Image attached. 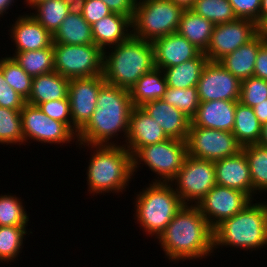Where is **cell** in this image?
Segmentation results:
<instances>
[{
    "label": "cell",
    "instance_id": "6",
    "mask_svg": "<svg viewBox=\"0 0 267 267\" xmlns=\"http://www.w3.org/2000/svg\"><path fill=\"white\" fill-rule=\"evenodd\" d=\"M136 194L135 220L147 235L157 239L184 206L171 183H149Z\"/></svg>",
    "mask_w": 267,
    "mask_h": 267
},
{
    "label": "cell",
    "instance_id": "8",
    "mask_svg": "<svg viewBox=\"0 0 267 267\" xmlns=\"http://www.w3.org/2000/svg\"><path fill=\"white\" fill-rule=\"evenodd\" d=\"M187 156V144L184 140L169 138L143 146L132 155L133 174H136L138 167H141L140 164H143L149 167L156 177L158 176V179H153V183H171Z\"/></svg>",
    "mask_w": 267,
    "mask_h": 267
},
{
    "label": "cell",
    "instance_id": "30",
    "mask_svg": "<svg viewBox=\"0 0 267 267\" xmlns=\"http://www.w3.org/2000/svg\"><path fill=\"white\" fill-rule=\"evenodd\" d=\"M232 133L242 147L259 143L262 124L257 119L252 107L239 101L236 103L235 123Z\"/></svg>",
    "mask_w": 267,
    "mask_h": 267
},
{
    "label": "cell",
    "instance_id": "40",
    "mask_svg": "<svg viewBox=\"0 0 267 267\" xmlns=\"http://www.w3.org/2000/svg\"><path fill=\"white\" fill-rule=\"evenodd\" d=\"M267 99V80L251 76L241 81L239 102L254 107Z\"/></svg>",
    "mask_w": 267,
    "mask_h": 267
},
{
    "label": "cell",
    "instance_id": "41",
    "mask_svg": "<svg viewBox=\"0 0 267 267\" xmlns=\"http://www.w3.org/2000/svg\"><path fill=\"white\" fill-rule=\"evenodd\" d=\"M49 118L65 123L72 130L70 100L66 98L51 100L38 105Z\"/></svg>",
    "mask_w": 267,
    "mask_h": 267
},
{
    "label": "cell",
    "instance_id": "44",
    "mask_svg": "<svg viewBox=\"0 0 267 267\" xmlns=\"http://www.w3.org/2000/svg\"><path fill=\"white\" fill-rule=\"evenodd\" d=\"M111 13L112 11L101 0H86L82 16L92 26Z\"/></svg>",
    "mask_w": 267,
    "mask_h": 267
},
{
    "label": "cell",
    "instance_id": "1",
    "mask_svg": "<svg viewBox=\"0 0 267 267\" xmlns=\"http://www.w3.org/2000/svg\"><path fill=\"white\" fill-rule=\"evenodd\" d=\"M169 261L203 259L212 255L213 229L197 205L184 204L157 238Z\"/></svg>",
    "mask_w": 267,
    "mask_h": 267
},
{
    "label": "cell",
    "instance_id": "46",
    "mask_svg": "<svg viewBox=\"0 0 267 267\" xmlns=\"http://www.w3.org/2000/svg\"><path fill=\"white\" fill-rule=\"evenodd\" d=\"M253 76L267 80V41H265L259 48Z\"/></svg>",
    "mask_w": 267,
    "mask_h": 267
},
{
    "label": "cell",
    "instance_id": "51",
    "mask_svg": "<svg viewBox=\"0 0 267 267\" xmlns=\"http://www.w3.org/2000/svg\"><path fill=\"white\" fill-rule=\"evenodd\" d=\"M14 0H0V17L7 14V10L11 9L10 6H13Z\"/></svg>",
    "mask_w": 267,
    "mask_h": 267
},
{
    "label": "cell",
    "instance_id": "49",
    "mask_svg": "<svg viewBox=\"0 0 267 267\" xmlns=\"http://www.w3.org/2000/svg\"><path fill=\"white\" fill-rule=\"evenodd\" d=\"M172 2L182 11L192 10L195 0H172Z\"/></svg>",
    "mask_w": 267,
    "mask_h": 267
},
{
    "label": "cell",
    "instance_id": "5",
    "mask_svg": "<svg viewBox=\"0 0 267 267\" xmlns=\"http://www.w3.org/2000/svg\"><path fill=\"white\" fill-rule=\"evenodd\" d=\"M260 202L252 201L213 229V250L223 246L246 251L267 247V201Z\"/></svg>",
    "mask_w": 267,
    "mask_h": 267
},
{
    "label": "cell",
    "instance_id": "24",
    "mask_svg": "<svg viewBox=\"0 0 267 267\" xmlns=\"http://www.w3.org/2000/svg\"><path fill=\"white\" fill-rule=\"evenodd\" d=\"M265 41V35L260 32L250 42L226 54L218 62L240 81L248 79L254 75L256 57Z\"/></svg>",
    "mask_w": 267,
    "mask_h": 267
},
{
    "label": "cell",
    "instance_id": "22",
    "mask_svg": "<svg viewBox=\"0 0 267 267\" xmlns=\"http://www.w3.org/2000/svg\"><path fill=\"white\" fill-rule=\"evenodd\" d=\"M238 101L212 100L200 102L193 126L232 132L235 123V109Z\"/></svg>",
    "mask_w": 267,
    "mask_h": 267
},
{
    "label": "cell",
    "instance_id": "26",
    "mask_svg": "<svg viewBox=\"0 0 267 267\" xmlns=\"http://www.w3.org/2000/svg\"><path fill=\"white\" fill-rule=\"evenodd\" d=\"M215 25L192 10L183 11L177 32L201 52H205Z\"/></svg>",
    "mask_w": 267,
    "mask_h": 267
},
{
    "label": "cell",
    "instance_id": "34",
    "mask_svg": "<svg viewBox=\"0 0 267 267\" xmlns=\"http://www.w3.org/2000/svg\"><path fill=\"white\" fill-rule=\"evenodd\" d=\"M0 70L9 86L27 100L32 90L33 77L11 55L0 58Z\"/></svg>",
    "mask_w": 267,
    "mask_h": 267
},
{
    "label": "cell",
    "instance_id": "47",
    "mask_svg": "<svg viewBox=\"0 0 267 267\" xmlns=\"http://www.w3.org/2000/svg\"><path fill=\"white\" fill-rule=\"evenodd\" d=\"M63 2L68 6L69 13L79 15L82 14L86 0H63Z\"/></svg>",
    "mask_w": 267,
    "mask_h": 267
},
{
    "label": "cell",
    "instance_id": "45",
    "mask_svg": "<svg viewBox=\"0 0 267 267\" xmlns=\"http://www.w3.org/2000/svg\"><path fill=\"white\" fill-rule=\"evenodd\" d=\"M108 8L114 12L128 16L131 20L135 13L137 0H101Z\"/></svg>",
    "mask_w": 267,
    "mask_h": 267
},
{
    "label": "cell",
    "instance_id": "39",
    "mask_svg": "<svg viewBox=\"0 0 267 267\" xmlns=\"http://www.w3.org/2000/svg\"><path fill=\"white\" fill-rule=\"evenodd\" d=\"M23 200L13 194L0 195V226H28Z\"/></svg>",
    "mask_w": 267,
    "mask_h": 267
},
{
    "label": "cell",
    "instance_id": "13",
    "mask_svg": "<svg viewBox=\"0 0 267 267\" xmlns=\"http://www.w3.org/2000/svg\"><path fill=\"white\" fill-rule=\"evenodd\" d=\"M261 32V27L249 19H239L215 25L210 43L204 52L209 61H219L226 54L247 44Z\"/></svg>",
    "mask_w": 267,
    "mask_h": 267
},
{
    "label": "cell",
    "instance_id": "3",
    "mask_svg": "<svg viewBox=\"0 0 267 267\" xmlns=\"http://www.w3.org/2000/svg\"><path fill=\"white\" fill-rule=\"evenodd\" d=\"M92 150L86 171L87 190L93 196L100 193H120L126 191L133 174L132 154L121 145H83ZM127 186V187H126Z\"/></svg>",
    "mask_w": 267,
    "mask_h": 267
},
{
    "label": "cell",
    "instance_id": "50",
    "mask_svg": "<svg viewBox=\"0 0 267 267\" xmlns=\"http://www.w3.org/2000/svg\"><path fill=\"white\" fill-rule=\"evenodd\" d=\"M267 22V0H261L260 4V27Z\"/></svg>",
    "mask_w": 267,
    "mask_h": 267
},
{
    "label": "cell",
    "instance_id": "52",
    "mask_svg": "<svg viewBox=\"0 0 267 267\" xmlns=\"http://www.w3.org/2000/svg\"><path fill=\"white\" fill-rule=\"evenodd\" d=\"M258 144L267 147V123L262 125V134Z\"/></svg>",
    "mask_w": 267,
    "mask_h": 267
},
{
    "label": "cell",
    "instance_id": "53",
    "mask_svg": "<svg viewBox=\"0 0 267 267\" xmlns=\"http://www.w3.org/2000/svg\"><path fill=\"white\" fill-rule=\"evenodd\" d=\"M44 1V0H25L26 6H29V8H32L35 4Z\"/></svg>",
    "mask_w": 267,
    "mask_h": 267
},
{
    "label": "cell",
    "instance_id": "18",
    "mask_svg": "<svg viewBox=\"0 0 267 267\" xmlns=\"http://www.w3.org/2000/svg\"><path fill=\"white\" fill-rule=\"evenodd\" d=\"M169 139L157 121L142 108L133 107L124 147L133 155L139 148Z\"/></svg>",
    "mask_w": 267,
    "mask_h": 267
},
{
    "label": "cell",
    "instance_id": "15",
    "mask_svg": "<svg viewBox=\"0 0 267 267\" xmlns=\"http://www.w3.org/2000/svg\"><path fill=\"white\" fill-rule=\"evenodd\" d=\"M105 83L103 75L70 79L68 97L71 108L72 131L76 135L91 118L96 108L97 95Z\"/></svg>",
    "mask_w": 267,
    "mask_h": 267
},
{
    "label": "cell",
    "instance_id": "7",
    "mask_svg": "<svg viewBox=\"0 0 267 267\" xmlns=\"http://www.w3.org/2000/svg\"><path fill=\"white\" fill-rule=\"evenodd\" d=\"M182 12L172 0H137L132 36L153 42L177 32Z\"/></svg>",
    "mask_w": 267,
    "mask_h": 267
},
{
    "label": "cell",
    "instance_id": "42",
    "mask_svg": "<svg viewBox=\"0 0 267 267\" xmlns=\"http://www.w3.org/2000/svg\"><path fill=\"white\" fill-rule=\"evenodd\" d=\"M235 16L239 19H249L260 26L261 0H228Z\"/></svg>",
    "mask_w": 267,
    "mask_h": 267
},
{
    "label": "cell",
    "instance_id": "35",
    "mask_svg": "<svg viewBox=\"0 0 267 267\" xmlns=\"http://www.w3.org/2000/svg\"><path fill=\"white\" fill-rule=\"evenodd\" d=\"M26 234L29 235L26 226H0V261L2 263L8 264V262H14V259L16 261L23 249Z\"/></svg>",
    "mask_w": 267,
    "mask_h": 267
},
{
    "label": "cell",
    "instance_id": "23",
    "mask_svg": "<svg viewBox=\"0 0 267 267\" xmlns=\"http://www.w3.org/2000/svg\"><path fill=\"white\" fill-rule=\"evenodd\" d=\"M129 28L132 29V20L128 16L112 12L92 25L94 44L104 51L127 41L132 36Z\"/></svg>",
    "mask_w": 267,
    "mask_h": 267
},
{
    "label": "cell",
    "instance_id": "16",
    "mask_svg": "<svg viewBox=\"0 0 267 267\" xmlns=\"http://www.w3.org/2000/svg\"><path fill=\"white\" fill-rule=\"evenodd\" d=\"M196 87L200 102L239 101L241 81L218 61H208Z\"/></svg>",
    "mask_w": 267,
    "mask_h": 267
},
{
    "label": "cell",
    "instance_id": "27",
    "mask_svg": "<svg viewBox=\"0 0 267 267\" xmlns=\"http://www.w3.org/2000/svg\"><path fill=\"white\" fill-rule=\"evenodd\" d=\"M167 89V82L163 70L154 68L143 74L129 89L134 107H141L145 103L162 99Z\"/></svg>",
    "mask_w": 267,
    "mask_h": 267
},
{
    "label": "cell",
    "instance_id": "29",
    "mask_svg": "<svg viewBox=\"0 0 267 267\" xmlns=\"http://www.w3.org/2000/svg\"><path fill=\"white\" fill-rule=\"evenodd\" d=\"M53 43L69 45L93 44L92 26L88 24L82 14L69 13L53 34Z\"/></svg>",
    "mask_w": 267,
    "mask_h": 267
},
{
    "label": "cell",
    "instance_id": "37",
    "mask_svg": "<svg viewBox=\"0 0 267 267\" xmlns=\"http://www.w3.org/2000/svg\"><path fill=\"white\" fill-rule=\"evenodd\" d=\"M192 11L208 19L214 25L237 19L228 0H195Z\"/></svg>",
    "mask_w": 267,
    "mask_h": 267
},
{
    "label": "cell",
    "instance_id": "11",
    "mask_svg": "<svg viewBox=\"0 0 267 267\" xmlns=\"http://www.w3.org/2000/svg\"><path fill=\"white\" fill-rule=\"evenodd\" d=\"M186 144L188 155L201 160L216 161L237 155L242 150L232 132L193 126L191 123Z\"/></svg>",
    "mask_w": 267,
    "mask_h": 267
},
{
    "label": "cell",
    "instance_id": "9",
    "mask_svg": "<svg viewBox=\"0 0 267 267\" xmlns=\"http://www.w3.org/2000/svg\"><path fill=\"white\" fill-rule=\"evenodd\" d=\"M54 71L68 79L103 75L104 51L96 44L53 43Z\"/></svg>",
    "mask_w": 267,
    "mask_h": 267
},
{
    "label": "cell",
    "instance_id": "54",
    "mask_svg": "<svg viewBox=\"0 0 267 267\" xmlns=\"http://www.w3.org/2000/svg\"><path fill=\"white\" fill-rule=\"evenodd\" d=\"M261 32L265 35L267 41V22L261 27Z\"/></svg>",
    "mask_w": 267,
    "mask_h": 267
},
{
    "label": "cell",
    "instance_id": "38",
    "mask_svg": "<svg viewBox=\"0 0 267 267\" xmlns=\"http://www.w3.org/2000/svg\"><path fill=\"white\" fill-rule=\"evenodd\" d=\"M162 99L182 111L190 120L195 116L200 104L196 86L185 89L167 86Z\"/></svg>",
    "mask_w": 267,
    "mask_h": 267
},
{
    "label": "cell",
    "instance_id": "12",
    "mask_svg": "<svg viewBox=\"0 0 267 267\" xmlns=\"http://www.w3.org/2000/svg\"><path fill=\"white\" fill-rule=\"evenodd\" d=\"M24 144L28 140L47 144L74 142L77 135L65 124L49 118L38 106L25 103L20 110Z\"/></svg>",
    "mask_w": 267,
    "mask_h": 267
},
{
    "label": "cell",
    "instance_id": "43",
    "mask_svg": "<svg viewBox=\"0 0 267 267\" xmlns=\"http://www.w3.org/2000/svg\"><path fill=\"white\" fill-rule=\"evenodd\" d=\"M26 100L6 82L0 70V107L22 109Z\"/></svg>",
    "mask_w": 267,
    "mask_h": 267
},
{
    "label": "cell",
    "instance_id": "2",
    "mask_svg": "<svg viewBox=\"0 0 267 267\" xmlns=\"http://www.w3.org/2000/svg\"><path fill=\"white\" fill-rule=\"evenodd\" d=\"M133 107L128 89L105 83L99 90L91 118L77 134L76 143L92 146L120 145L116 141L119 133H124L125 141L122 143L126 142ZM114 137L116 143L112 142Z\"/></svg>",
    "mask_w": 267,
    "mask_h": 267
},
{
    "label": "cell",
    "instance_id": "28",
    "mask_svg": "<svg viewBox=\"0 0 267 267\" xmlns=\"http://www.w3.org/2000/svg\"><path fill=\"white\" fill-rule=\"evenodd\" d=\"M208 61L207 56L201 52L192 60L163 69L167 86L182 89L197 86Z\"/></svg>",
    "mask_w": 267,
    "mask_h": 267
},
{
    "label": "cell",
    "instance_id": "31",
    "mask_svg": "<svg viewBox=\"0 0 267 267\" xmlns=\"http://www.w3.org/2000/svg\"><path fill=\"white\" fill-rule=\"evenodd\" d=\"M15 61L32 77L54 71V48L15 52Z\"/></svg>",
    "mask_w": 267,
    "mask_h": 267
},
{
    "label": "cell",
    "instance_id": "21",
    "mask_svg": "<svg viewBox=\"0 0 267 267\" xmlns=\"http://www.w3.org/2000/svg\"><path fill=\"white\" fill-rule=\"evenodd\" d=\"M169 138L186 141L191 120L179 109L163 99L149 101L141 106Z\"/></svg>",
    "mask_w": 267,
    "mask_h": 267
},
{
    "label": "cell",
    "instance_id": "20",
    "mask_svg": "<svg viewBox=\"0 0 267 267\" xmlns=\"http://www.w3.org/2000/svg\"><path fill=\"white\" fill-rule=\"evenodd\" d=\"M12 24L10 38L15 43V52L40 50L53 44V35L31 14L19 15Z\"/></svg>",
    "mask_w": 267,
    "mask_h": 267
},
{
    "label": "cell",
    "instance_id": "36",
    "mask_svg": "<svg viewBox=\"0 0 267 267\" xmlns=\"http://www.w3.org/2000/svg\"><path fill=\"white\" fill-rule=\"evenodd\" d=\"M20 110L0 107V144L23 145L24 136Z\"/></svg>",
    "mask_w": 267,
    "mask_h": 267
},
{
    "label": "cell",
    "instance_id": "33",
    "mask_svg": "<svg viewBox=\"0 0 267 267\" xmlns=\"http://www.w3.org/2000/svg\"><path fill=\"white\" fill-rule=\"evenodd\" d=\"M31 9H35L36 12L30 14L52 35L69 14L68 6L63 0H44Z\"/></svg>",
    "mask_w": 267,
    "mask_h": 267
},
{
    "label": "cell",
    "instance_id": "14",
    "mask_svg": "<svg viewBox=\"0 0 267 267\" xmlns=\"http://www.w3.org/2000/svg\"><path fill=\"white\" fill-rule=\"evenodd\" d=\"M253 200L244 192L215 185L197 204L209 226L214 229L225 219L243 210Z\"/></svg>",
    "mask_w": 267,
    "mask_h": 267
},
{
    "label": "cell",
    "instance_id": "10",
    "mask_svg": "<svg viewBox=\"0 0 267 267\" xmlns=\"http://www.w3.org/2000/svg\"><path fill=\"white\" fill-rule=\"evenodd\" d=\"M171 184L184 204L197 205L216 185L214 161L188 155Z\"/></svg>",
    "mask_w": 267,
    "mask_h": 267
},
{
    "label": "cell",
    "instance_id": "19",
    "mask_svg": "<svg viewBox=\"0 0 267 267\" xmlns=\"http://www.w3.org/2000/svg\"><path fill=\"white\" fill-rule=\"evenodd\" d=\"M216 184L236 189L254 200L249 163L241 150L237 155L214 161Z\"/></svg>",
    "mask_w": 267,
    "mask_h": 267
},
{
    "label": "cell",
    "instance_id": "17",
    "mask_svg": "<svg viewBox=\"0 0 267 267\" xmlns=\"http://www.w3.org/2000/svg\"><path fill=\"white\" fill-rule=\"evenodd\" d=\"M155 68L165 69L196 58L201 51L178 32L152 42Z\"/></svg>",
    "mask_w": 267,
    "mask_h": 267
},
{
    "label": "cell",
    "instance_id": "25",
    "mask_svg": "<svg viewBox=\"0 0 267 267\" xmlns=\"http://www.w3.org/2000/svg\"><path fill=\"white\" fill-rule=\"evenodd\" d=\"M69 81L55 71L33 77L32 90L26 103L38 106L43 102L66 98Z\"/></svg>",
    "mask_w": 267,
    "mask_h": 267
},
{
    "label": "cell",
    "instance_id": "4",
    "mask_svg": "<svg viewBox=\"0 0 267 267\" xmlns=\"http://www.w3.org/2000/svg\"><path fill=\"white\" fill-rule=\"evenodd\" d=\"M106 49L103 76L108 84L129 90L143 74L155 68L152 42L131 36L127 41Z\"/></svg>",
    "mask_w": 267,
    "mask_h": 267
},
{
    "label": "cell",
    "instance_id": "48",
    "mask_svg": "<svg viewBox=\"0 0 267 267\" xmlns=\"http://www.w3.org/2000/svg\"><path fill=\"white\" fill-rule=\"evenodd\" d=\"M253 109L259 122L262 125L267 123V99H265V102L259 103L254 106Z\"/></svg>",
    "mask_w": 267,
    "mask_h": 267
},
{
    "label": "cell",
    "instance_id": "32",
    "mask_svg": "<svg viewBox=\"0 0 267 267\" xmlns=\"http://www.w3.org/2000/svg\"><path fill=\"white\" fill-rule=\"evenodd\" d=\"M242 151L249 163L253 196L255 193L267 192V147L251 144L242 147Z\"/></svg>",
    "mask_w": 267,
    "mask_h": 267
}]
</instances>
